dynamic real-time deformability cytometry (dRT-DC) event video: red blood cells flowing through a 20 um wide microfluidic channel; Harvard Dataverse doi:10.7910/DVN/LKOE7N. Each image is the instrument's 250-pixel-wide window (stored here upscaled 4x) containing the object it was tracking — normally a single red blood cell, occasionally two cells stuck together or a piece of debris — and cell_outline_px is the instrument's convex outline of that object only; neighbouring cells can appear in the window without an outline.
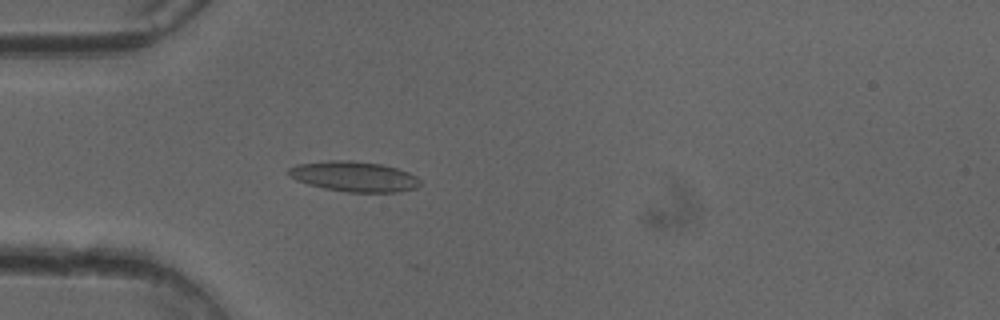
{"species": "common noctule bat (a hibernating species)", "species_latin": "Nyctalus noctula", "temperature_condition": "cold", "stored_images_in_passage": 26, "camera_frame_rate_fps": 3000, "um_per_image_px": 0.085, "animal": {"sex": "female"}, "frame": {"image": 1, "passage_image": 15, "time_ms": 4.667, "image_size_px": [1000, 320], "cell_outline_px": [[424, 184], [416, 188], [396, 192], [348, 192], [324, 188], [308, 184], [296, 180], [288, 176], [288, 168], [296, 164], [328, 160], [352, 160], [380, 164], [396, 168], [408, 172], [416, 176]], "centroid_in_image_um": [30.09, 15.0], "position_along_channel_um": 54.9, "area_um2": 23.35}}
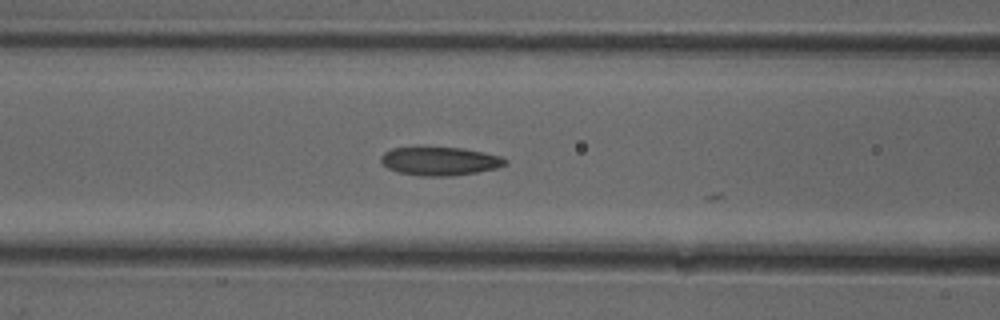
{"frame": {"image": 2, "passage_image": 21, "time_ms": 6.667, "image_size_px": [1000, 320], "cell_outline_px": [[508, 164], [496, 168], [476, 172], [452, 176], [420, 176], [400, 172], [388, 168], [380, 160], [380, 156], [384, 152], [392, 148], [420, 144], [464, 148], [484, 152], [500, 156], [508, 160]], "centroid_in_image_um": [37.35, 13.64], "position_along_channel_um": 129.2, "area_um2": 21.5}}
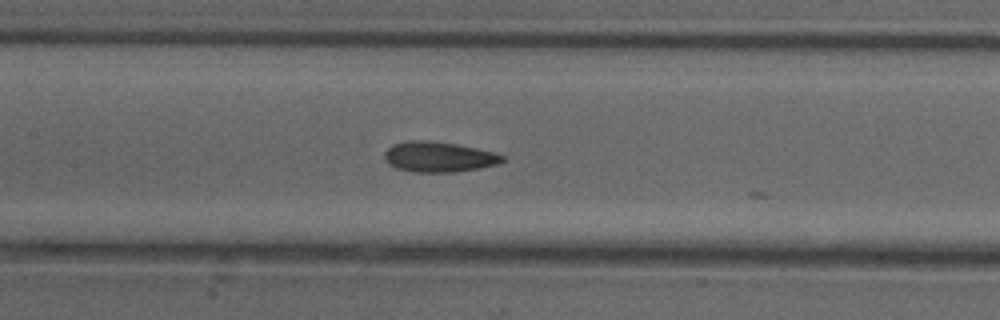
{"frame": {"image": 3, "passage_image": 24, "time_ms": 7.667, "image_size_px": [1000, 320], "cell_outline_px": [[504, 160], [500, 164], [480, 168], [456, 172], [412, 172], [396, 168], [388, 164], [384, 156], [384, 152], [392, 144], [404, 140], [424, 140], [456, 144], [496, 152], [504, 156]], "centroid_in_image_um": [37.29, 13.33], "position_along_channel_um": 170.1, "area_um2": 21.1}}